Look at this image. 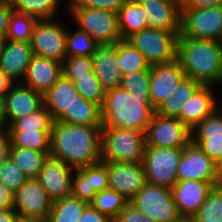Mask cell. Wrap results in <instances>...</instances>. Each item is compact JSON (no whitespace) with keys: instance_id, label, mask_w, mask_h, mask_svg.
<instances>
[{"instance_id":"1","label":"cell","mask_w":222,"mask_h":222,"mask_svg":"<svg viewBox=\"0 0 222 222\" xmlns=\"http://www.w3.org/2000/svg\"><path fill=\"white\" fill-rule=\"evenodd\" d=\"M102 126L54 121L50 131V155L79 169L101 161Z\"/></svg>"},{"instance_id":"2","label":"cell","mask_w":222,"mask_h":222,"mask_svg":"<svg viewBox=\"0 0 222 222\" xmlns=\"http://www.w3.org/2000/svg\"><path fill=\"white\" fill-rule=\"evenodd\" d=\"M177 60L186 74L203 85L222 83V43L178 37Z\"/></svg>"},{"instance_id":"3","label":"cell","mask_w":222,"mask_h":222,"mask_svg":"<svg viewBox=\"0 0 222 222\" xmlns=\"http://www.w3.org/2000/svg\"><path fill=\"white\" fill-rule=\"evenodd\" d=\"M154 113L150 97H136L122 87L114 88L104 95L101 107L102 127L145 132Z\"/></svg>"},{"instance_id":"4","label":"cell","mask_w":222,"mask_h":222,"mask_svg":"<svg viewBox=\"0 0 222 222\" xmlns=\"http://www.w3.org/2000/svg\"><path fill=\"white\" fill-rule=\"evenodd\" d=\"M101 161L142 163L145 132L115 127L101 129Z\"/></svg>"},{"instance_id":"5","label":"cell","mask_w":222,"mask_h":222,"mask_svg":"<svg viewBox=\"0 0 222 222\" xmlns=\"http://www.w3.org/2000/svg\"><path fill=\"white\" fill-rule=\"evenodd\" d=\"M78 29L86 32L98 45L116 44L122 40L118 14L108 10L87 7H68Z\"/></svg>"},{"instance_id":"6","label":"cell","mask_w":222,"mask_h":222,"mask_svg":"<svg viewBox=\"0 0 222 222\" xmlns=\"http://www.w3.org/2000/svg\"><path fill=\"white\" fill-rule=\"evenodd\" d=\"M180 32L146 28L127 39L151 65L166 64L177 59Z\"/></svg>"},{"instance_id":"7","label":"cell","mask_w":222,"mask_h":222,"mask_svg":"<svg viewBox=\"0 0 222 222\" xmlns=\"http://www.w3.org/2000/svg\"><path fill=\"white\" fill-rule=\"evenodd\" d=\"M183 149L145 146L142 165L146 182L172 189Z\"/></svg>"},{"instance_id":"8","label":"cell","mask_w":222,"mask_h":222,"mask_svg":"<svg viewBox=\"0 0 222 222\" xmlns=\"http://www.w3.org/2000/svg\"><path fill=\"white\" fill-rule=\"evenodd\" d=\"M178 37L222 43V6L181 8V31Z\"/></svg>"},{"instance_id":"9","label":"cell","mask_w":222,"mask_h":222,"mask_svg":"<svg viewBox=\"0 0 222 222\" xmlns=\"http://www.w3.org/2000/svg\"><path fill=\"white\" fill-rule=\"evenodd\" d=\"M129 203L157 222H173L180 216L171 189L163 186L146 183Z\"/></svg>"},{"instance_id":"10","label":"cell","mask_w":222,"mask_h":222,"mask_svg":"<svg viewBox=\"0 0 222 222\" xmlns=\"http://www.w3.org/2000/svg\"><path fill=\"white\" fill-rule=\"evenodd\" d=\"M57 21L55 18L38 20L30 45L34 55L62 63L66 57L67 29Z\"/></svg>"},{"instance_id":"11","label":"cell","mask_w":222,"mask_h":222,"mask_svg":"<svg viewBox=\"0 0 222 222\" xmlns=\"http://www.w3.org/2000/svg\"><path fill=\"white\" fill-rule=\"evenodd\" d=\"M52 202L36 178L28 179L15 193L13 208L20 220L46 222Z\"/></svg>"},{"instance_id":"12","label":"cell","mask_w":222,"mask_h":222,"mask_svg":"<svg viewBox=\"0 0 222 222\" xmlns=\"http://www.w3.org/2000/svg\"><path fill=\"white\" fill-rule=\"evenodd\" d=\"M191 141V130L179 118L157 113L145 131V146L184 148Z\"/></svg>"},{"instance_id":"13","label":"cell","mask_w":222,"mask_h":222,"mask_svg":"<svg viewBox=\"0 0 222 222\" xmlns=\"http://www.w3.org/2000/svg\"><path fill=\"white\" fill-rule=\"evenodd\" d=\"M176 176L177 182L191 179L209 182L214 187L220 184L217 164L192 141L183 149Z\"/></svg>"},{"instance_id":"14","label":"cell","mask_w":222,"mask_h":222,"mask_svg":"<svg viewBox=\"0 0 222 222\" xmlns=\"http://www.w3.org/2000/svg\"><path fill=\"white\" fill-rule=\"evenodd\" d=\"M74 171L60 159L49 155L36 179L54 203L71 195Z\"/></svg>"},{"instance_id":"15","label":"cell","mask_w":222,"mask_h":222,"mask_svg":"<svg viewBox=\"0 0 222 222\" xmlns=\"http://www.w3.org/2000/svg\"><path fill=\"white\" fill-rule=\"evenodd\" d=\"M44 105L43 95L22 83H14L4 96L3 127L36 112Z\"/></svg>"},{"instance_id":"16","label":"cell","mask_w":222,"mask_h":222,"mask_svg":"<svg viewBox=\"0 0 222 222\" xmlns=\"http://www.w3.org/2000/svg\"><path fill=\"white\" fill-rule=\"evenodd\" d=\"M186 74L176 59L166 64L150 66V98L151 106L156 110L160 104L174 93Z\"/></svg>"},{"instance_id":"17","label":"cell","mask_w":222,"mask_h":222,"mask_svg":"<svg viewBox=\"0 0 222 222\" xmlns=\"http://www.w3.org/2000/svg\"><path fill=\"white\" fill-rule=\"evenodd\" d=\"M109 189L120 193L128 202L147 183L142 163L106 162Z\"/></svg>"},{"instance_id":"18","label":"cell","mask_w":222,"mask_h":222,"mask_svg":"<svg viewBox=\"0 0 222 222\" xmlns=\"http://www.w3.org/2000/svg\"><path fill=\"white\" fill-rule=\"evenodd\" d=\"M218 110L191 129V141L217 165L222 160V111Z\"/></svg>"},{"instance_id":"19","label":"cell","mask_w":222,"mask_h":222,"mask_svg":"<svg viewBox=\"0 0 222 222\" xmlns=\"http://www.w3.org/2000/svg\"><path fill=\"white\" fill-rule=\"evenodd\" d=\"M146 11L148 28L166 32L181 31L180 0H137Z\"/></svg>"},{"instance_id":"20","label":"cell","mask_w":222,"mask_h":222,"mask_svg":"<svg viewBox=\"0 0 222 222\" xmlns=\"http://www.w3.org/2000/svg\"><path fill=\"white\" fill-rule=\"evenodd\" d=\"M34 56L30 42L5 39L0 68L14 83H21Z\"/></svg>"},{"instance_id":"21","label":"cell","mask_w":222,"mask_h":222,"mask_svg":"<svg viewBox=\"0 0 222 222\" xmlns=\"http://www.w3.org/2000/svg\"><path fill=\"white\" fill-rule=\"evenodd\" d=\"M91 58L93 73L105 92L121 87L123 75L118 66L117 43L99 45Z\"/></svg>"},{"instance_id":"22","label":"cell","mask_w":222,"mask_h":222,"mask_svg":"<svg viewBox=\"0 0 222 222\" xmlns=\"http://www.w3.org/2000/svg\"><path fill=\"white\" fill-rule=\"evenodd\" d=\"M61 76V62L34 55L21 83L44 95Z\"/></svg>"},{"instance_id":"23","label":"cell","mask_w":222,"mask_h":222,"mask_svg":"<svg viewBox=\"0 0 222 222\" xmlns=\"http://www.w3.org/2000/svg\"><path fill=\"white\" fill-rule=\"evenodd\" d=\"M214 186L200 180L176 182L171 189L180 216H193Z\"/></svg>"},{"instance_id":"24","label":"cell","mask_w":222,"mask_h":222,"mask_svg":"<svg viewBox=\"0 0 222 222\" xmlns=\"http://www.w3.org/2000/svg\"><path fill=\"white\" fill-rule=\"evenodd\" d=\"M211 85H203L191 99L185 101L178 117L190 130L211 115L218 107Z\"/></svg>"},{"instance_id":"25","label":"cell","mask_w":222,"mask_h":222,"mask_svg":"<svg viewBox=\"0 0 222 222\" xmlns=\"http://www.w3.org/2000/svg\"><path fill=\"white\" fill-rule=\"evenodd\" d=\"M78 94L74 83L62 75L43 95L44 106L54 121L73 105Z\"/></svg>"},{"instance_id":"26","label":"cell","mask_w":222,"mask_h":222,"mask_svg":"<svg viewBox=\"0 0 222 222\" xmlns=\"http://www.w3.org/2000/svg\"><path fill=\"white\" fill-rule=\"evenodd\" d=\"M56 121L85 126H102L101 108L78 94L73 105L66 109Z\"/></svg>"},{"instance_id":"27","label":"cell","mask_w":222,"mask_h":222,"mask_svg":"<svg viewBox=\"0 0 222 222\" xmlns=\"http://www.w3.org/2000/svg\"><path fill=\"white\" fill-rule=\"evenodd\" d=\"M117 14L122 40H127L133 34L148 28L146 11L143 10L137 0H126Z\"/></svg>"},{"instance_id":"28","label":"cell","mask_w":222,"mask_h":222,"mask_svg":"<svg viewBox=\"0 0 222 222\" xmlns=\"http://www.w3.org/2000/svg\"><path fill=\"white\" fill-rule=\"evenodd\" d=\"M202 86V83L190 77H185L174 93L160 104L155 113L163 117L178 118L181 115L185 101L191 99Z\"/></svg>"},{"instance_id":"29","label":"cell","mask_w":222,"mask_h":222,"mask_svg":"<svg viewBox=\"0 0 222 222\" xmlns=\"http://www.w3.org/2000/svg\"><path fill=\"white\" fill-rule=\"evenodd\" d=\"M49 155L50 151H36L11 145L9 158H11L30 179L37 177Z\"/></svg>"},{"instance_id":"30","label":"cell","mask_w":222,"mask_h":222,"mask_svg":"<svg viewBox=\"0 0 222 222\" xmlns=\"http://www.w3.org/2000/svg\"><path fill=\"white\" fill-rule=\"evenodd\" d=\"M89 204L72 195L52 203L46 222H78Z\"/></svg>"},{"instance_id":"31","label":"cell","mask_w":222,"mask_h":222,"mask_svg":"<svg viewBox=\"0 0 222 222\" xmlns=\"http://www.w3.org/2000/svg\"><path fill=\"white\" fill-rule=\"evenodd\" d=\"M118 66L122 75L134 71H150V64L127 40L117 43Z\"/></svg>"},{"instance_id":"32","label":"cell","mask_w":222,"mask_h":222,"mask_svg":"<svg viewBox=\"0 0 222 222\" xmlns=\"http://www.w3.org/2000/svg\"><path fill=\"white\" fill-rule=\"evenodd\" d=\"M14 12L36 17L38 20L54 19L60 0H10Z\"/></svg>"},{"instance_id":"33","label":"cell","mask_w":222,"mask_h":222,"mask_svg":"<svg viewBox=\"0 0 222 222\" xmlns=\"http://www.w3.org/2000/svg\"><path fill=\"white\" fill-rule=\"evenodd\" d=\"M11 144L36 151H50V131L8 130Z\"/></svg>"},{"instance_id":"34","label":"cell","mask_w":222,"mask_h":222,"mask_svg":"<svg viewBox=\"0 0 222 222\" xmlns=\"http://www.w3.org/2000/svg\"><path fill=\"white\" fill-rule=\"evenodd\" d=\"M128 203V200L120 193L108 188L98 192L90 205L114 221Z\"/></svg>"},{"instance_id":"35","label":"cell","mask_w":222,"mask_h":222,"mask_svg":"<svg viewBox=\"0 0 222 222\" xmlns=\"http://www.w3.org/2000/svg\"><path fill=\"white\" fill-rule=\"evenodd\" d=\"M192 217L194 222H222V187L220 185L211 189L205 202Z\"/></svg>"},{"instance_id":"36","label":"cell","mask_w":222,"mask_h":222,"mask_svg":"<svg viewBox=\"0 0 222 222\" xmlns=\"http://www.w3.org/2000/svg\"><path fill=\"white\" fill-rule=\"evenodd\" d=\"M37 21L36 17L13 12L5 39L30 42Z\"/></svg>"},{"instance_id":"37","label":"cell","mask_w":222,"mask_h":222,"mask_svg":"<svg viewBox=\"0 0 222 222\" xmlns=\"http://www.w3.org/2000/svg\"><path fill=\"white\" fill-rule=\"evenodd\" d=\"M99 45L84 31L80 29L74 33L67 31L66 57L92 56Z\"/></svg>"},{"instance_id":"38","label":"cell","mask_w":222,"mask_h":222,"mask_svg":"<svg viewBox=\"0 0 222 222\" xmlns=\"http://www.w3.org/2000/svg\"><path fill=\"white\" fill-rule=\"evenodd\" d=\"M53 118L43 105L39 110L16 120L7 130H39L51 131Z\"/></svg>"},{"instance_id":"39","label":"cell","mask_w":222,"mask_h":222,"mask_svg":"<svg viewBox=\"0 0 222 222\" xmlns=\"http://www.w3.org/2000/svg\"><path fill=\"white\" fill-rule=\"evenodd\" d=\"M74 85L84 99L95 103L100 108L102 107L105 91L102 89L100 81L93 71L90 72L88 76L77 77Z\"/></svg>"},{"instance_id":"40","label":"cell","mask_w":222,"mask_h":222,"mask_svg":"<svg viewBox=\"0 0 222 222\" xmlns=\"http://www.w3.org/2000/svg\"><path fill=\"white\" fill-rule=\"evenodd\" d=\"M150 71H134L122 77L121 87L130 95L150 97Z\"/></svg>"},{"instance_id":"41","label":"cell","mask_w":222,"mask_h":222,"mask_svg":"<svg viewBox=\"0 0 222 222\" xmlns=\"http://www.w3.org/2000/svg\"><path fill=\"white\" fill-rule=\"evenodd\" d=\"M92 71L91 56H69L62 61V75L73 83L77 77L88 76Z\"/></svg>"},{"instance_id":"42","label":"cell","mask_w":222,"mask_h":222,"mask_svg":"<svg viewBox=\"0 0 222 222\" xmlns=\"http://www.w3.org/2000/svg\"><path fill=\"white\" fill-rule=\"evenodd\" d=\"M29 178L8 158L0 164V182H2L10 191L15 193Z\"/></svg>"},{"instance_id":"43","label":"cell","mask_w":222,"mask_h":222,"mask_svg":"<svg viewBox=\"0 0 222 222\" xmlns=\"http://www.w3.org/2000/svg\"><path fill=\"white\" fill-rule=\"evenodd\" d=\"M78 170L89 180L90 190L98 193L109 188L106 162L100 161Z\"/></svg>"},{"instance_id":"44","label":"cell","mask_w":222,"mask_h":222,"mask_svg":"<svg viewBox=\"0 0 222 222\" xmlns=\"http://www.w3.org/2000/svg\"><path fill=\"white\" fill-rule=\"evenodd\" d=\"M96 194L94 190H90L89 180L78 169H75L71 195L80 201L90 204Z\"/></svg>"},{"instance_id":"45","label":"cell","mask_w":222,"mask_h":222,"mask_svg":"<svg viewBox=\"0 0 222 222\" xmlns=\"http://www.w3.org/2000/svg\"><path fill=\"white\" fill-rule=\"evenodd\" d=\"M126 0H70L68 7H87L117 13Z\"/></svg>"},{"instance_id":"46","label":"cell","mask_w":222,"mask_h":222,"mask_svg":"<svg viewBox=\"0 0 222 222\" xmlns=\"http://www.w3.org/2000/svg\"><path fill=\"white\" fill-rule=\"evenodd\" d=\"M113 222H157L128 203Z\"/></svg>"},{"instance_id":"47","label":"cell","mask_w":222,"mask_h":222,"mask_svg":"<svg viewBox=\"0 0 222 222\" xmlns=\"http://www.w3.org/2000/svg\"><path fill=\"white\" fill-rule=\"evenodd\" d=\"M13 12L14 9L10 0H6L0 5V38H6L8 25Z\"/></svg>"},{"instance_id":"48","label":"cell","mask_w":222,"mask_h":222,"mask_svg":"<svg viewBox=\"0 0 222 222\" xmlns=\"http://www.w3.org/2000/svg\"><path fill=\"white\" fill-rule=\"evenodd\" d=\"M78 222H113L107 215L100 213L90 204L84 209Z\"/></svg>"},{"instance_id":"49","label":"cell","mask_w":222,"mask_h":222,"mask_svg":"<svg viewBox=\"0 0 222 222\" xmlns=\"http://www.w3.org/2000/svg\"><path fill=\"white\" fill-rule=\"evenodd\" d=\"M11 138L7 128L0 126V164L10 156Z\"/></svg>"},{"instance_id":"50","label":"cell","mask_w":222,"mask_h":222,"mask_svg":"<svg viewBox=\"0 0 222 222\" xmlns=\"http://www.w3.org/2000/svg\"><path fill=\"white\" fill-rule=\"evenodd\" d=\"M181 8L222 6V0H180Z\"/></svg>"},{"instance_id":"51","label":"cell","mask_w":222,"mask_h":222,"mask_svg":"<svg viewBox=\"0 0 222 222\" xmlns=\"http://www.w3.org/2000/svg\"><path fill=\"white\" fill-rule=\"evenodd\" d=\"M14 193L0 182V209L13 207Z\"/></svg>"},{"instance_id":"52","label":"cell","mask_w":222,"mask_h":222,"mask_svg":"<svg viewBox=\"0 0 222 222\" xmlns=\"http://www.w3.org/2000/svg\"><path fill=\"white\" fill-rule=\"evenodd\" d=\"M20 218L13 207L0 209V222H19Z\"/></svg>"},{"instance_id":"53","label":"cell","mask_w":222,"mask_h":222,"mask_svg":"<svg viewBox=\"0 0 222 222\" xmlns=\"http://www.w3.org/2000/svg\"><path fill=\"white\" fill-rule=\"evenodd\" d=\"M13 84L14 82L0 68V95L5 96Z\"/></svg>"},{"instance_id":"54","label":"cell","mask_w":222,"mask_h":222,"mask_svg":"<svg viewBox=\"0 0 222 222\" xmlns=\"http://www.w3.org/2000/svg\"><path fill=\"white\" fill-rule=\"evenodd\" d=\"M4 96L0 95V126H3Z\"/></svg>"},{"instance_id":"55","label":"cell","mask_w":222,"mask_h":222,"mask_svg":"<svg viewBox=\"0 0 222 222\" xmlns=\"http://www.w3.org/2000/svg\"><path fill=\"white\" fill-rule=\"evenodd\" d=\"M173 222H194V219L191 216H179Z\"/></svg>"},{"instance_id":"56","label":"cell","mask_w":222,"mask_h":222,"mask_svg":"<svg viewBox=\"0 0 222 222\" xmlns=\"http://www.w3.org/2000/svg\"><path fill=\"white\" fill-rule=\"evenodd\" d=\"M217 171H218V176L221 179L222 178V160L220 163L217 165Z\"/></svg>"},{"instance_id":"57","label":"cell","mask_w":222,"mask_h":222,"mask_svg":"<svg viewBox=\"0 0 222 222\" xmlns=\"http://www.w3.org/2000/svg\"><path fill=\"white\" fill-rule=\"evenodd\" d=\"M5 39L0 38V54L2 52L3 44H4Z\"/></svg>"},{"instance_id":"58","label":"cell","mask_w":222,"mask_h":222,"mask_svg":"<svg viewBox=\"0 0 222 222\" xmlns=\"http://www.w3.org/2000/svg\"><path fill=\"white\" fill-rule=\"evenodd\" d=\"M19 222H36V221H24V220H20Z\"/></svg>"},{"instance_id":"59","label":"cell","mask_w":222,"mask_h":222,"mask_svg":"<svg viewBox=\"0 0 222 222\" xmlns=\"http://www.w3.org/2000/svg\"><path fill=\"white\" fill-rule=\"evenodd\" d=\"M6 0H0V5L2 4V3H4Z\"/></svg>"},{"instance_id":"60","label":"cell","mask_w":222,"mask_h":222,"mask_svg":"<svg viewBox=\"0 0 222 222\" xmlns=\"http://www.w3.org/2000/svg\"><path fill=\"white\" fill-rule=\"evenodd\" d=\"M219 185L222 187V178L220 179V184Z\"/></svg>"}]
</instances>
